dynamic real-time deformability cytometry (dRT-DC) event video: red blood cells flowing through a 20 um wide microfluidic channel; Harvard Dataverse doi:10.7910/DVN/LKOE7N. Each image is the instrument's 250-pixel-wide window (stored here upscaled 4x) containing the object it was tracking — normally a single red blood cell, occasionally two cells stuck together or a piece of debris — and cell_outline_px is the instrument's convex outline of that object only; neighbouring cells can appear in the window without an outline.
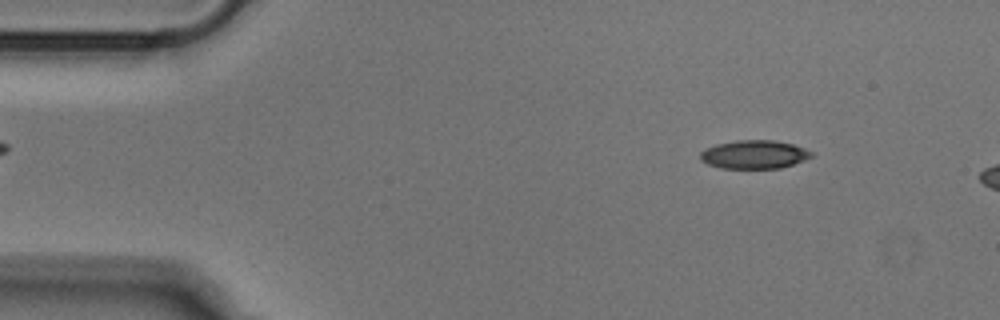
{"species": "Egyptian fruit bat (a non-hibernating species)", "species_latin": "Rousettus aegyptiacus", "temperature_condition": "cold", "stored_images_in_passage": 10, "camera_frame_rate_fps": 3000, "um_per_image_px": 0.085, "animal": {"sex": "male"}, "frame": {"image": 1, "passage_image": 5, "time_ms": 1.333, "image_size_px": [1000, 320], "cell_outline_px": [[812, 156], [804, 160], [780, 168], [720, 168], [708, 164], [700, 160], [700, 152], [704, 148], [716, 144], [736, 140], [772, 140], [792, 144], [804, 148], [812, 152]], "centroid_in_image_um": [64.06, 13.12], "position_along_channel_um": 20.9, "area_um2": 18.38}}